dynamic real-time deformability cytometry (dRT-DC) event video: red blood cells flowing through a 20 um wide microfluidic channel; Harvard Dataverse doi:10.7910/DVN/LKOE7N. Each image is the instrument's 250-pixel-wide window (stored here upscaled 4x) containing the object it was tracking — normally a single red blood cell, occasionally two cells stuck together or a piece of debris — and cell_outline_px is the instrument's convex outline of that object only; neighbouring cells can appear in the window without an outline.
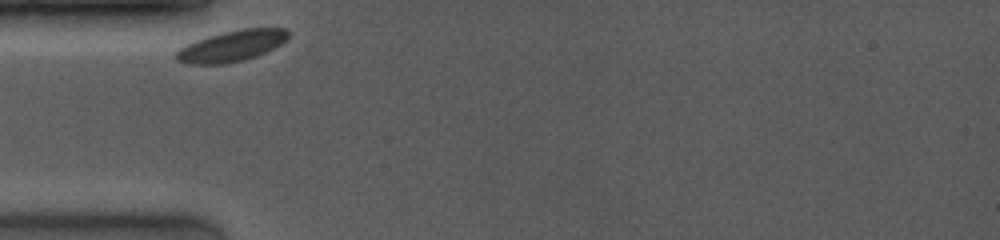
{"species": "common noctule bat (a hibernating species)", "species_latin": "Nyctalus noctula", "temperature_condition": "room temperature", "stored_images_in_passage": 4, "camera_frame_rate_fps": 4000, "um_per_image_px": 0.085, "animal": {"sex": "female", "body_mass_g": 19.0, "forearm_length_mm": 53.3}, "frame": {"image": 1, "passage_image": 1, "time_ms": 0.0, "image_size_px": [1000, 240], "cell_outline_px": [[288, 36], [280, 44], [256, 56], [244, 60], [224, 64], [188, 64], [176, 60], [176, 52], [180, 48], [196, 40], [208, 36], [224, 32], [244, 28], [288, 28]], "centroid_in_image_um": [19.67, 3.91], "position_along_channel_um": 65.3, "area_um2": 20.0}}
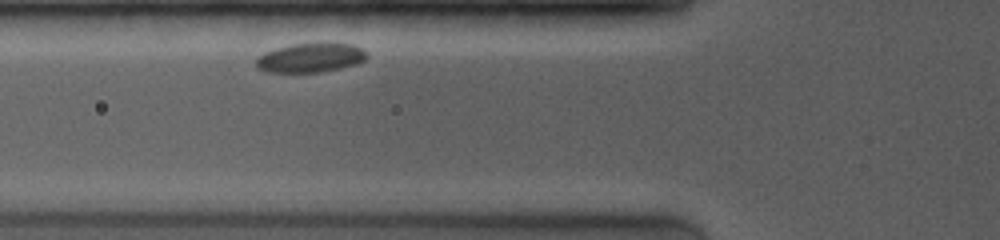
{"frame": {"image": 2, "passage_image": 4, "time_ms": 1.0, "image_size_px": [1000, 240], "cell_outline_px": [[368, 56], [364, 60], [356, 64], [340, 68], [320, 72], [268, 72], [256, 68], [256, 56], [264, 52], [276, 48], [292, 44], [352, 44], [360, 48]], "centroid_in_image_um": [26.33, 4.92], "position_along_channel_um": 99.5, "area_um2": 18.61}}